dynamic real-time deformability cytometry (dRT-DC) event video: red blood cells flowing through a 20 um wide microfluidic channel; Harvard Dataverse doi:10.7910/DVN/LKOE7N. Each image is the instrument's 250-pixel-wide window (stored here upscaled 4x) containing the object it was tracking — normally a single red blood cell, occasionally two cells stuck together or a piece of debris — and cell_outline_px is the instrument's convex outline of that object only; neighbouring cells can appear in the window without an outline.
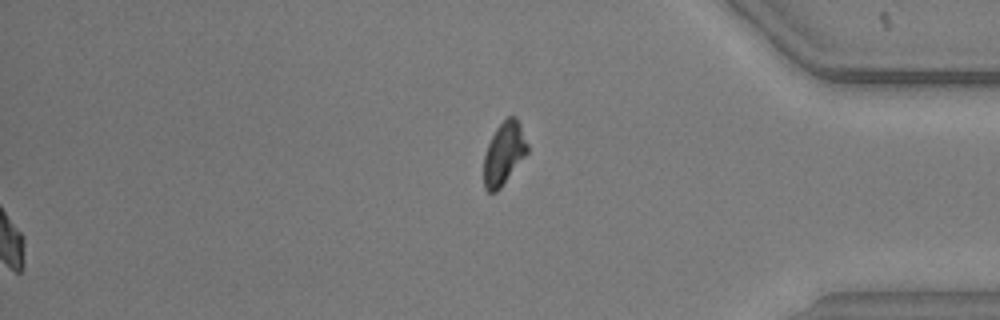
{"species": "common noctule bat (a hibernating species)", "species_latin": "Nyctalus noctula", "temperature_condition": "warm", "stored_images_in_passage": 52, "segment_of_instrument_passage": [2, 2], "camera_frame_rate_fps": 3000, "um_per_image_px": 0.085, "animal": {"sex": "male", "body_mass_g": 20.5, "forearm_length_mm": 52.5}, "frame": {"image": 1, "passage_image": 52, "time_ms": 17.0, "image_size_px": [1000, 320], "cell_outline_px": [[528, 152], [500, 188], [496, 192], [488, 192], [484, 188], [484, 156], [488, 144], [496, 128], [508, 116], [516, 116], [520, 124], [528, 144]], "centroid_in_image_um": [42.84, 13.03], "position_along_channel_um": 392.4, "area_um2": 15.78}}